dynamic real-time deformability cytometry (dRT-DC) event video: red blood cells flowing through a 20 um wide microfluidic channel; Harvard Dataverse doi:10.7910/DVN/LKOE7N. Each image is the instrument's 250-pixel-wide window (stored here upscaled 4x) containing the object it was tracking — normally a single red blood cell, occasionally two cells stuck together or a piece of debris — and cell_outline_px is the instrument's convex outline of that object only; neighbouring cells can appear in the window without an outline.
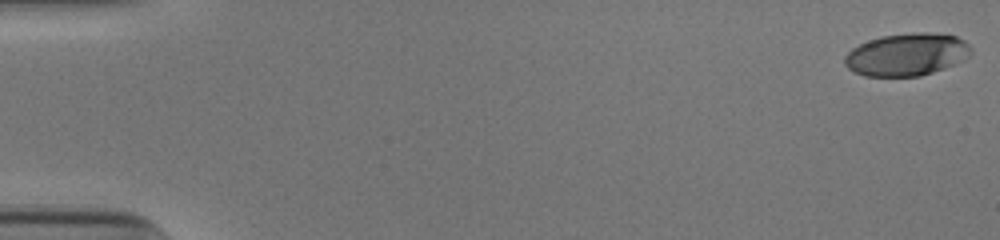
{"species": "human", "species_latin": "Homo sapiens", "temperature_condition": "cold", "stored_images_in_passage": 47, "camera_frame_rate_fps": 3000, "um_per_image_px": 0.085, "donor": {"sex": "male"}, "frame": {"image": 1, "passage_image": 1, "time_ms": 0.0, "image_size_px": [1000, 240], "cell_outline_px": [[972, 52], [964, 60], [944, 68], [920, 76], [864, 76], [848, 68], [844, 64], [844, 56], [852, 48], [868, 40], [880, 36], [912, 32], [932, 32], [956, 36], [964, 40], [972, 48]], "centroid_in_image_um": [77.08, 4.62], "position_along_channel_um": 7.9, "area_um2": 31.44}}
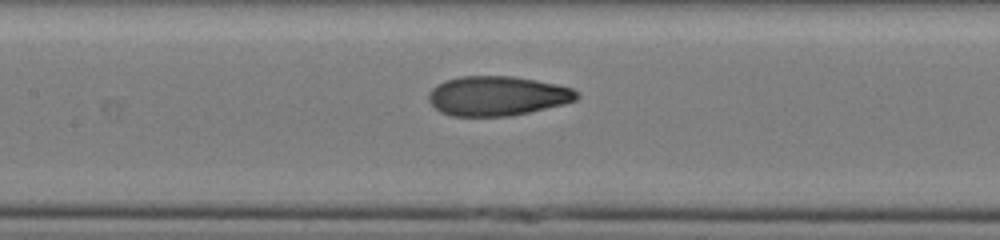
{"frame": {"image": 2, "passage_image": 26, "time_ms": 8.333, "image_size_px": [1000, 240], "cell_outline_px": [[580, 96], [576, 100], [564, 104], [528, 112], [508, 116], [452, 116], [440, 112], [428, 100], [428, 92], [436, 84], [444, 80], [460, 76], [512, 76], [536, 80], [556, 84], [572, 88]], "centroid_in_image_um": [42.24, 8.14], "position_along_channel_um": 165.2, "area_um2": 34.22}}
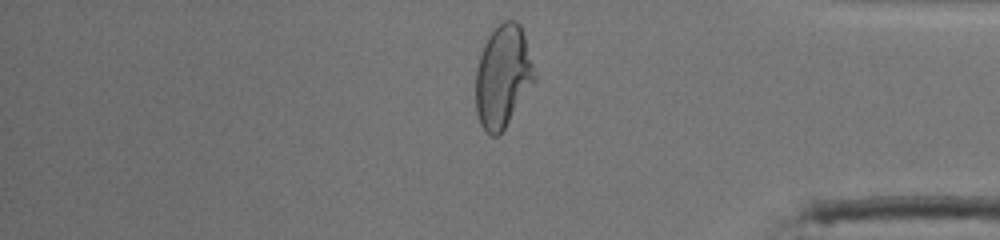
{"frame": {"image": 3, "passage_image": 45, "time_ms": 14.667, "image_size_px": [1000, 240], "cell_outline_px": [[536, 80], [504, 128], [496, 136], [492, 136], [480, 124], [476, 112], [476, 68], [484, 44], [488, 36], [504, 20], [516, 20], [520, 24], [524, 36], [536, 76]], "centroid_in_image_um": [42.74, 6.48], "position_along_channel_um": 392.5, "area_um2": 34.56}, "authors_computed_cell_mechanics": {"area_um2": 33.2928, "velocity_mm_per_s": 3.9075, "shape_relaxation_time_tau1_ms": 6.5314, "shape_relaxation_time_tau2_ms": 1.0652, "deformation_change_tau1": 0.2357, "deformation_change_tau2": 0.0695}}